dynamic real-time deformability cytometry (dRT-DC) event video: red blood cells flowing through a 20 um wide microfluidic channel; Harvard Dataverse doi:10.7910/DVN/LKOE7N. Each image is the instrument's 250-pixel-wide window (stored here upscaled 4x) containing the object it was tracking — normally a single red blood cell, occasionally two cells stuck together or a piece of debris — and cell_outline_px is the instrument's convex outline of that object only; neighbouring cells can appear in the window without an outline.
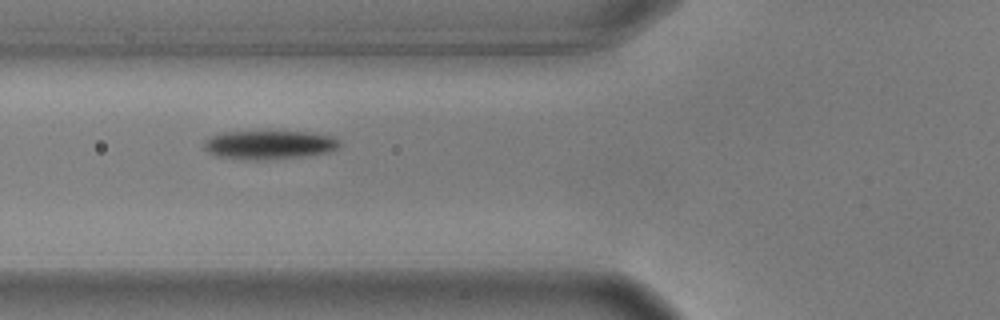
{"species": "common noctule bat (a hibernating species)", "species_latin": "Nyctalus noctula", "temperature_condition": "warm", "stored_images_in_passage": 39, "camera_frame_rate_fps": 3000, "um_per_image_px": 0.085, "animal": {"sex": "male", "body_mass_g": 17.9, "forearm_length_mm": 54.2}, "frame": {"image": 1, "passage_image": 4, "time_ms": 1.0, "image_size_px": [1000, 320], "cell_outline_px": [[340, 144], [336, 148], [328, 152], [300, 156], [260, 160], [244, 160], [216, 156], [208, 152], [204, 148], [204, 140], [212, 136], [224, 132], [308, 132], [332, 136], [340, 140]], "centroid_in_image_um": [22.85, 12.31], "position_along_channel_um": 103.0, "area_um2": 22.48}}
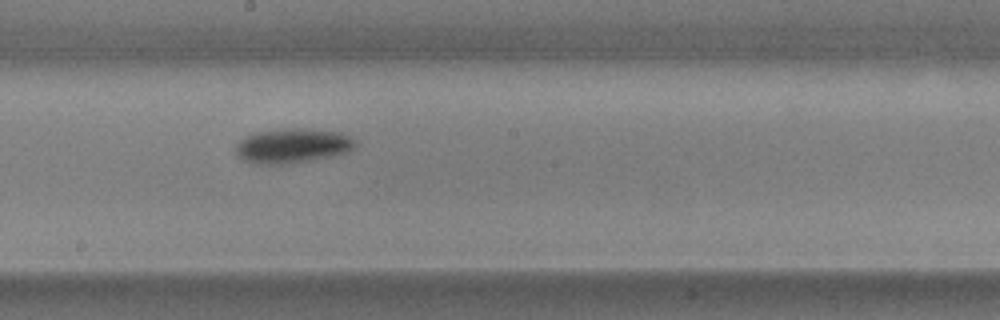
{"frame": {"image": 2, "passage_image": 14, "time_ms": 4.333, "image_size_px": [1000, 320], "cell_outline_px": [[356, 144], [348, 152], [332, 156], [312, 160], [288, 164], [248, 164], [240, 160], [236, 152], [236, 144], [240, 140], [252, 132], [292, 128], [308, 128], [340, 132], [356, 140]], "centroid_in_image_um": [24.82, 12.4], "position_along_channel_um": 223.4, "area_um2": 24.51}}
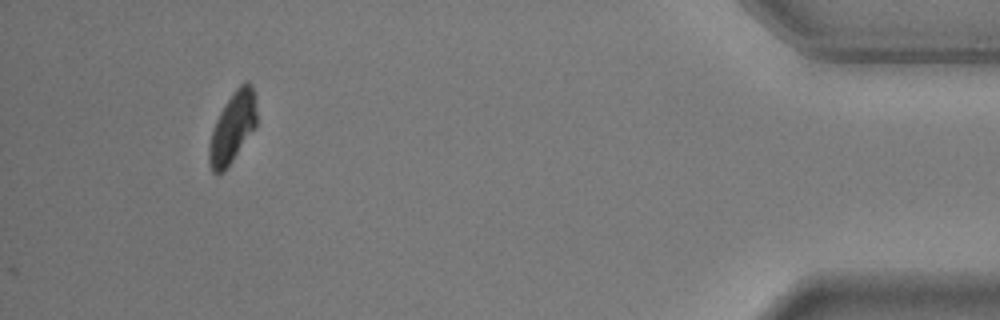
{"frame": {"image": 3, "passage_image": 35, "time_ms": 11.333, "image_size_px": [1000, 320], "cell_outline_px": [[256, 128], [232, 160], [220, 172], [212, 172], [208, 164], [208, 148], [212, 132], [216, 120], [220, 112], [232, 92], [244, 80], [248, 80], [252, 84], [256, 108]], "centroid_in_image_um": [19.77, 10.79], "position_along_channel_um": 415.4, "area_um2": 19.36}, "authors_computed_cell_mechanics": {"area_um2": 22.4842, "velocity_mm_per_s": 3.612, "shape_relaxation_time_tau1_ms": 2.1878, "shape_relaxation_time_tau2_ms": null, "deformation_change_tau1": 0.1182, "deformation_change_tau2": null}}